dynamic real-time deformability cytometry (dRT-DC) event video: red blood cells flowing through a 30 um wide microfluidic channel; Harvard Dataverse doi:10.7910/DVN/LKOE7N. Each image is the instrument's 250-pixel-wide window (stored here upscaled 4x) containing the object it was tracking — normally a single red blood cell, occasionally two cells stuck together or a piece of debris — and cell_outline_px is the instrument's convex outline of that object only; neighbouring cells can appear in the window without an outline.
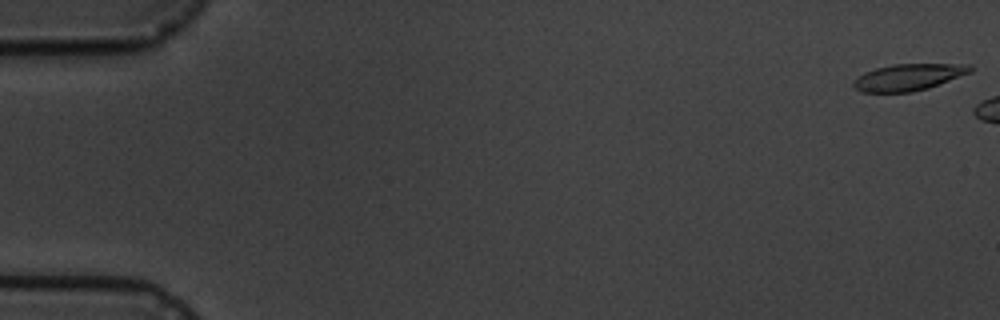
{"species": "common noctule bat (a hibernating species)", "species_latin": "Nyctalus noctula", "temperature_condition": "cold", "stored_images_in_passage": 6, "camera_frame_rate_fps": 3000, "um_per_image_px": 0.085, "animal": {"sex": "male", "body_mass_g": 19.5, "forearm_length_mm": 54.6}, "frame": {"image": 1, "passage_image": 1, "time_ms": 0.0, "image_size_px": [1000, 320], "cell_outline_px": [[972, 72], [928, 88], [912, 92], [860, 92], [852, 84], [864, 72], [876, 68], [892, 64], [972, 64]], "centroid_in_image_um": [77.25, 6.55], "position_along_channel_um": 7.7, "area_um2": 18.03}}
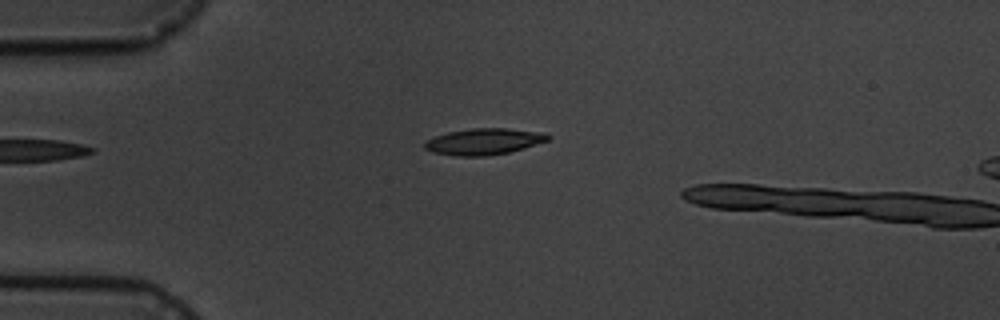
{"frame": {"image": 2, "passage_image": 6, "time_ms": 6.333, "image_size_px": [1000, 320], "cell_outline_px": [[552, 136], [548, 140], [524, 148], [508, 152], [484, 156], [456, 156], [432, 152], [424, 148], [424, 144], [428, 140], [436, 136], [448, 132], [472, 128], [508, 128], [544, 132]], "centroid_in_image_um": [41.15, 12.02], "position_along_channel_um": 43.8, "area_um2": 18.84}}